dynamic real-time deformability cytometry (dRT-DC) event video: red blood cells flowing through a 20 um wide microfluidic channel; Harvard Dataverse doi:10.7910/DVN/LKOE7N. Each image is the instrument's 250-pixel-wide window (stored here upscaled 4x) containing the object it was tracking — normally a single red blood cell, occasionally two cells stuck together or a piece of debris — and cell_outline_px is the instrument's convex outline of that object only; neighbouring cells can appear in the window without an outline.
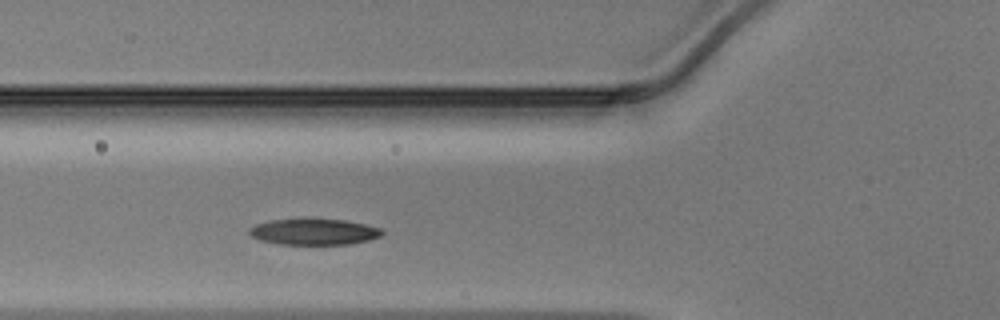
{"species": "Egyptian fruit bat (a non-hibernating species)", "species_latin": "Rousettus aegyptiacus", "temperature_condition": "warm", "stored_images_in_passage": 35, "camera_frame_rate_fps": 3000, "um_per_image_px": 0.085, "animal": {"sex": "male"}, "frame": {"image": 1, "passage_image": 7, "time_ms": 2.0, "image_size_px": [1000, 320], "cell_outline_px": [[384, 232], [380, 236], [368, 240], [348, 244], [280, 244], [260, 240], [252, 236], [248, 232], [248, 228], [256, 224], [272, 220], [344, 220], [364, 224], [380, 228]], "centroid_in_image_um": [26.67, 19.72], "position_along_channel_um": 99.1, "area_um2": 19.71}}
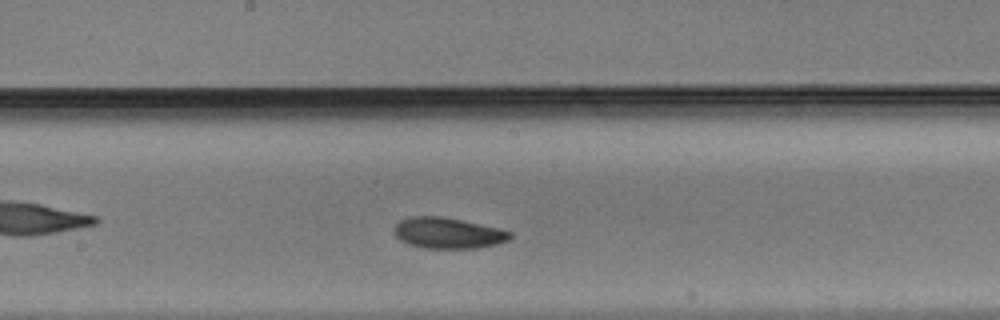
{"frame": {"image": 2, "passage_image": 15, "time_ms": 4.667, "image_size_px": [1000, 320], "cell_outline_px": [[512, 236], [508, 240], [496, 244], [476, 248], [424, 248], [408, 244], [400, 240], [396, 236], [396, 224], [400, 220], [412, 216], [440, 216], [460, 220], [496, 228], [512, 232]], "centroid_in_image_um": [38.06, 19.81], "position_along_channel_um": 210.1, "area_um2": 20.52}}
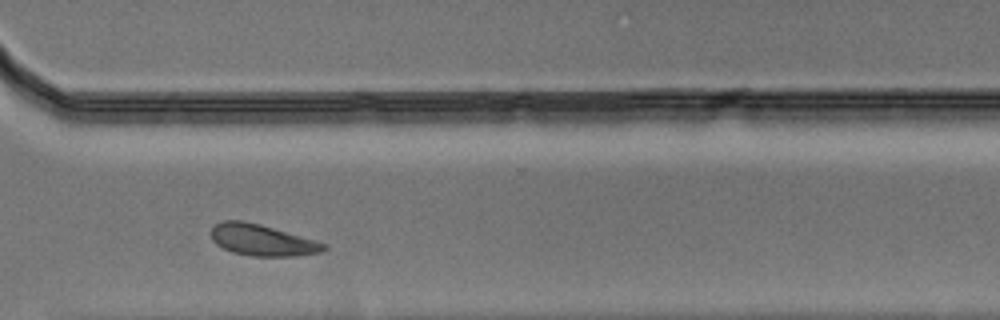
{"frame": {"image": 3, "passage_image": 25, "time_ms": 8.0, "image_size_px": [1000, 320], "cell_outline_px": [[328, 248], [320, 252], [296, 256], [252, 256], [232, 252], [216, 244], [212, 240], [212, 228], [220, 220], [240, 220], [260, 224], [316, 240], [328, 244]], "centroid_in_image_um": [22.3, 20.41], "position_along_channel_um": 348.3, "area_um2": 20.58}}